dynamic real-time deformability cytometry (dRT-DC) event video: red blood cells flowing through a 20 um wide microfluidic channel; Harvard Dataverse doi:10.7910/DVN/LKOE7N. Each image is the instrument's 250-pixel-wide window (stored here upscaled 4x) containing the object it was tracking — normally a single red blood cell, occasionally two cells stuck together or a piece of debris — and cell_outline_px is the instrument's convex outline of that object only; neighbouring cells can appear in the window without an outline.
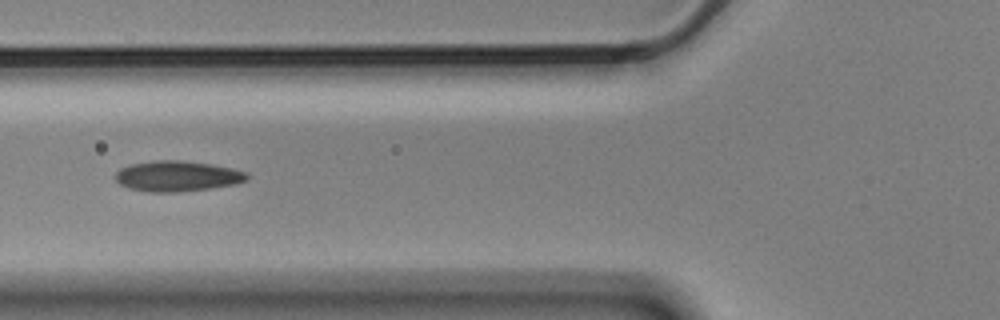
{"species": "Egyptian fruit bat (a non-hibernating species)", "species_latin": "Rousettus aegyptiacus", "temperature_condition": "cold", "stored_images_in_passage": 9, "camera_frame_rate_fps": 3000, "um_per_image_px": 0.085, "animal": {"sex": "male"}, "frame": {"image": 1, "passage_image": 6, "time_ms": 1.667, "image_size_px": [1000, 320], "cell_outline_px": [[248, 180], [236, 184], [212, 188], [176, 192], [148, 192], [128, 188], [120, 184], [116, 180], [116, 172], [120, 168], [128, 164], [156, 160], [180, 160], [212, 164], [232, 168], [248, 172]], "centroid_in_image_um": [15.08, 14.97], "position_along_channel_um": 110.7, "area_um2": 23.64}}
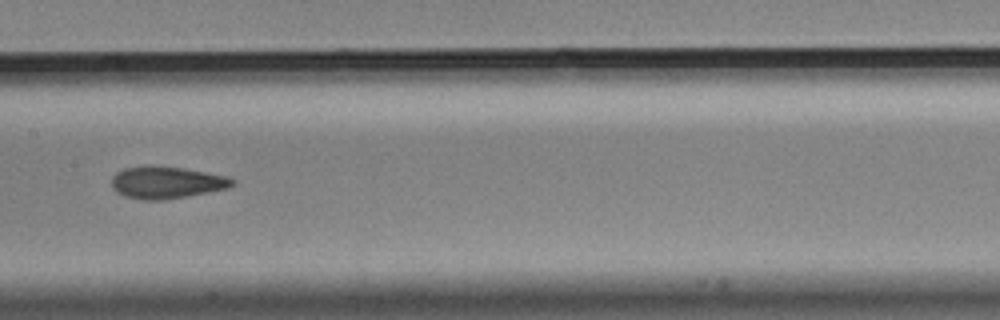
{"frame": {"image": 2, "passage_image": 8, "time_ms": 2.333, "image_size_px": [1000, 320], "cell_outline_px": [[236, 184], [228, 188], [208, 192], [164, 200], [140, 200], [124, 196], [116, 192], [112, 188], [112, 176], [116, 172], [124, 168], [180, 168], [228, 176], [236, 180]], "centroid_in_image_um": [14.18, 15.55], "position_along_channel_um": 193.2, "area_um2": 22.02}}
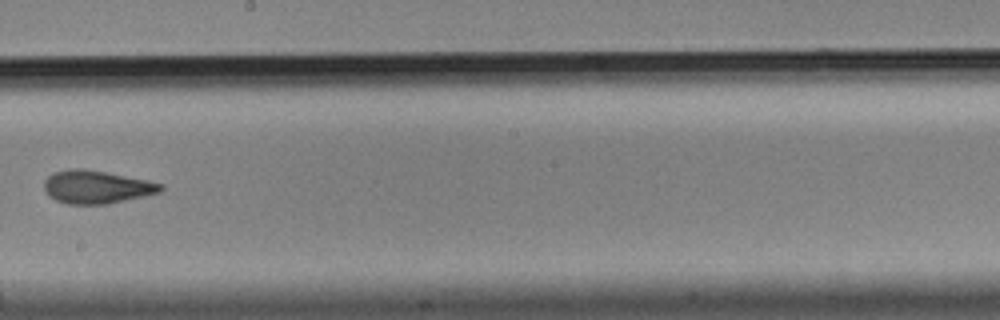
{"frame": {"image": 3, "passage_image": 9, "time_ms": 2.667, "image_size_px": [1000, 320], "cell_outline_px": [[164, 188], [160, 192], [144, 196], [108, 204], [68, 204], [56, 200], [48, 196], [44, 188], [44, 180], [52, 172], [72, 168], [80, 168], [104, 172], [164, 184]], "centroid_in_image_um": [8.17, 15.9], "position_along_channel_um": 240.0, "area_um2": 22.31}}